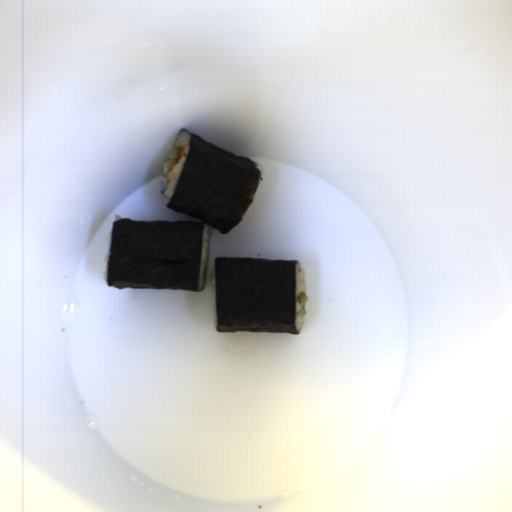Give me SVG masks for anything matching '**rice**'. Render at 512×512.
<instances>
[{
    "label": "rice",
    "instance_id": "3",
    "mask_svg": "<svg viewBox=\"0 0 512 512\" xmlns=\"http://www.w3.org/2000/svg\"><path fill=\"white\" fill-rule=\"evenodd\" d=\"M210 230L205 224L202 233L198 291H201L206 282L208 260H209Z\"/></svg>",
    "mask_w": 512,
    "mask_h": 512
},
{
    "label": "rice",
    "instance_id": "2",
    "mask_svg": "<svg viewBox=\"0 0 512 512\" xmlns=\"http://www.w3.org/2000/svg\"><path fill=\"white\" fill-rule=\"evenodd\" d=\"M305 292V308L306 304L309 300V296L306 293V271L300 263L296 264V297H295V318H296V329L299 334H301L305 320L306 314L302 313L303 307L299 302L300 294Z\"/></svg>",
    "mask_w": 512,
    "mask_h": 512
},
{
    "label": "rice",
    "instance_id": "1",
    "mask_svg": "<svg viewBox=\"0 0 512 512\" xmlns=\"http://www.w3.org/2000/svg\"><path fill=\"white\" fill-rule=\"evenodd\" d=\"M178 145V147H184L186 150V157H181L180 159H177L174 167V171L170 172L169 167L170 165V157L172 153L173 146ZM189 145H190V135L187 131H181L177 137L175 142L173 143L169 155L167 159L164 162L163 165V171H162V182H163V199L164 203L167 204L170 202L171 198L173 197L180 175L183 171V168L187 162L188 154H189Z\"/></svg>",
    "mask_w": 512,
    "mask_h": 512
},
{
    "label": "rice",
    "instance_id": "4",
    "mask_svg": "<svg viewBox=\"0 0 512 512\" xmlns=\"http://www.w3.org/2000/svg\"><path fill=\"white\" fill-rule=\"evenodd\" d=\"M211 290H212V317L214 330L217 329V307H216V278L215 263H212L210 274Z\"/></svg>",
    "mask_w": 512,
    "mask_h": 512
},
{
    "label": "rice",
    "instance_id": "5",
    "mask_svg": "<svg viewBox=\"0 0 512 512\" xmlns=\"http://www.w3.org/2000/svg\"><path fill=\"white\" fill-rule=\"evenodd\" d=\"M111 237H112V229L109 231L107 238H108V245H107V251H106V257H105V269L102 274L103 280L105 283H107V270H108V261H109V255H110V249H111Z\"/></svg>",
    "mask_w": 512,
    "mask_h": 512
}]
</instances>
